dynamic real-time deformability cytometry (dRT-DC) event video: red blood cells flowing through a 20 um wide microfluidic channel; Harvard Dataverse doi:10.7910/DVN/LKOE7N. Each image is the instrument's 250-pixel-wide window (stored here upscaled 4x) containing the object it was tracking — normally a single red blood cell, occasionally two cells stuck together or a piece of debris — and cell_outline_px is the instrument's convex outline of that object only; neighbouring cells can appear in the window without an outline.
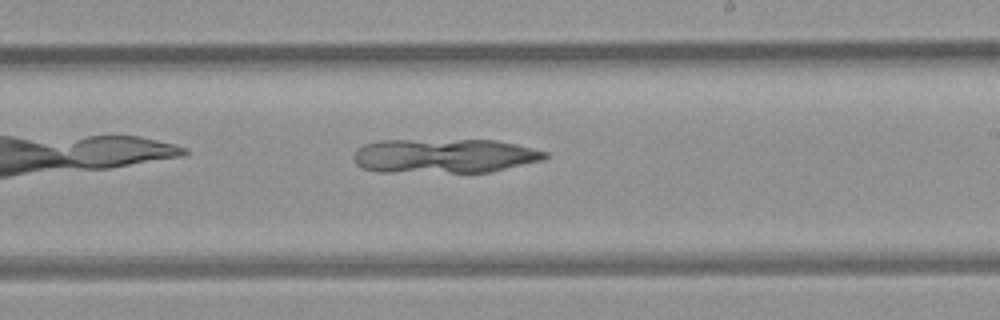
{"species": "common noctule bat (a hibernating species)", "species_latin": "Nyctalus noctula", "temperature_condition": "room temperature", "stored_images_in_passage": 9, "camera_frame_rate_fps": 3000, "um_per_image_px": 0.085, "animal": {"sex": "female", "body_mass_g": 21.9}, "frame": {"image": 1, "passage_image": 9, "time_ms": 10.0, "image_size_px": [1000, 320], "cell_outline_px": [[548, 156], [544, 160], [492, 172], [380, 172], [364, 168], [356, 164], [352, 156], [356, 148], [364, 144], [380, 140], [496, 140], [516, 144], [548, 152]], "centroid_in_image_um": [37.77, 13.25], "position_along_channel_um": 251.2, "area_um2": 38.67}}